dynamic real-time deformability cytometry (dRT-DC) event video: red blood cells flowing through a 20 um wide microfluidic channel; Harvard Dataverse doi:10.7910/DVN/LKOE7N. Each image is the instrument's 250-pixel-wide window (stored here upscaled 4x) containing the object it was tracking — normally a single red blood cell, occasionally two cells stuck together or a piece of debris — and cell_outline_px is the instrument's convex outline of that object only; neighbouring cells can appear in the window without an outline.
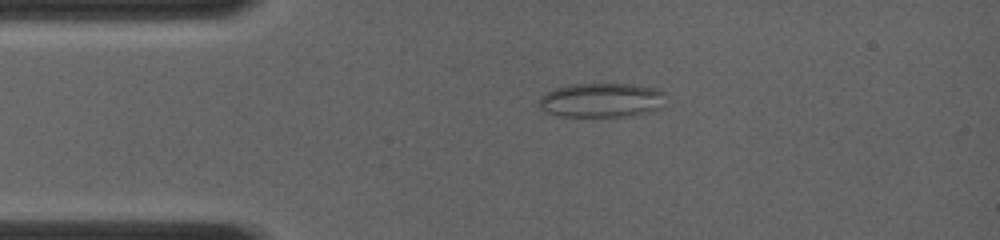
{"species": "common noctule bat (a hibernating species)", "species_latin": "Nyctalus noctula", "temperature_condition": "room temperature", "stored_images_in_passage": 5, "camera_frame_rate_fps": 4000, "um_per_image_px": 0.085, "animal": {"sex": "female", "body_mass_g": 19.0, "forearm_length_mm": 56.7}, "frame": {"image": 1, "passage_image": 4, "time_ms": 2.5, "image_size_px": [1000, 240], "cell_outline_px": [[664, 92], [656, 108], [648, 112], [632, 116], [556, 116], [540, 108], [536, 100], [540, 96], [556, 88], [568, 84], [636, 84], [656, 88]], "centroid_in_image_um": [51.03, 8.5], "position_along_channel_um": 34.0, "area_um2": 25.14}}